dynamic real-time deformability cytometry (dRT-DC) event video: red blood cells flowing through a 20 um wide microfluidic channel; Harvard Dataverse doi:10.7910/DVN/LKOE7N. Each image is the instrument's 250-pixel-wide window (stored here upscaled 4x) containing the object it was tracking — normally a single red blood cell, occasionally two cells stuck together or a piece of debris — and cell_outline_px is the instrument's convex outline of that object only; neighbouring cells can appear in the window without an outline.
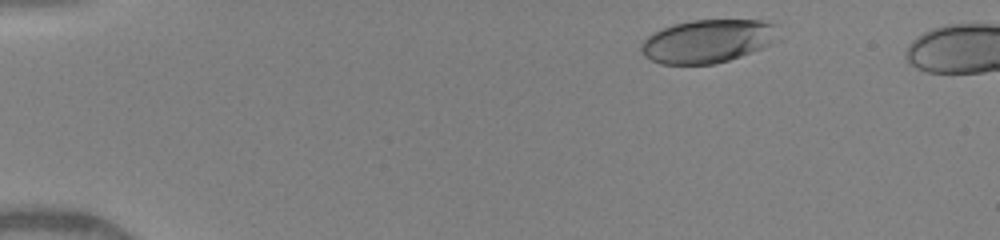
{"species": "human", "species_latin": "Homo sapiens", "temperature_condition": "warm", "stored_images_in_passage": 42, "camera_frame_rate_fps": 3000, "um_per_image_px": 0.085, "donor": {"sex": "female"}, "frame": {"image": 1, "passage_image": 3, "time_ms": 0.667, "image_size_px": [1000, 240], "cell_outline_px": [[776, 24], [768, 44], [760, 48], [740, 56], [728, 60], [712, 64], [660, 64], [644, 56], [640, 48], [640, 44], [648, 36], [664, 28], [676, 24], [692, 20], [760, 20]], "centroid_in_image_um": [60.05, 3.5], "position_along_channel_um": 25.0, "area_um2": 33.64}}
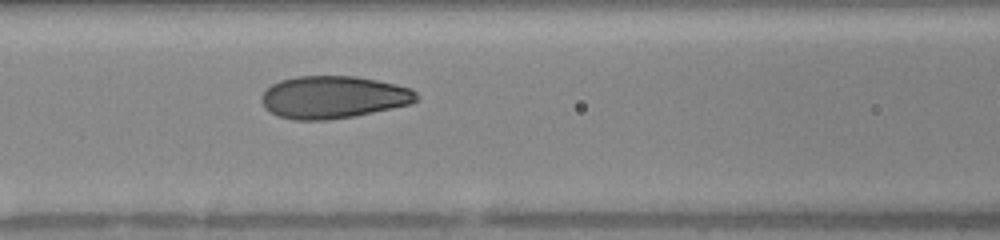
{"frame": {"image": 2, "passage_image": 21, "time_ms": 5.667, "image_size_px": [1000, 240], "cell_outline_px": [[420, 100], [412, 104], [352, 116], [328, 120], [296, 120], [276, 116], [264, 108], [260, 100], [260, 96], [272, 84], [280, 80], [296, 76], [356, 76], [396, 84], [412, 88], [420, 96]], "centroid_in_image_um": [28.34, 8.26], "position_along_channel_um": 138.3, "area_um2": 38.67}}
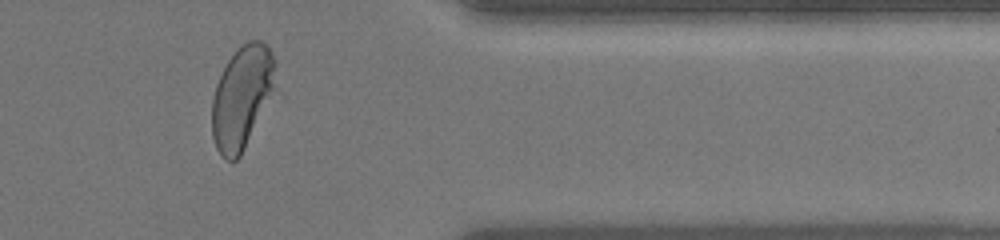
{"frame": {"image": 3, "passage_image": 38, "time_ms": 12.0, "image_size_px": [1000, 240], "cell_outline_px": [[276, 64], [272, 88], [244, 148], [240, 156], [236, 160], [224, 160], [216, 148], [212, 136], [212, 100], [216, 84], [228, 60], [240, 44], [248, 40], [260, 40], [268, 44], [276, 60]], "centroid_in_image_um": [20.52, 8.2], "position_along_channel_um": 390.9, "area_um2": 37.17}, "authors_computed_cell_mechanics": {"area_um2": 38.0324, "velocity_mm_per_s": 4.1684, "shape_relaxation_time_tau1_ms": 3.4351, "shape_relaxation_time_tau2_ms": null, "deformation_change_tau1": 0.2006, "deformation_change_tau2": null}}